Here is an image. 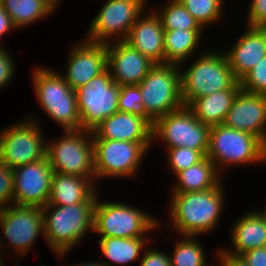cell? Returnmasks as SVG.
I'll return each instance as SVG.
<instances>
[{
  "mask_svg": "<svg viewBox=\"0 0 266 266\" xmlns=\"http://www.w3.org/2000/svg\"><path fill=\"white\" fill-rule=\"evenodd\" d=\"M240 257L248 266H266V246L248 250Z\"/></svg>",
  "mask_w": 266,
  "mask_h": 266,
  "instance_id": "f35d334b",
  "label": "cell"
},
{
  "mask_svg": "<svg viewBox=\"0 0 266 266\" xmlns=\"http://www.w3.org/2000/svg\"><path fill=\"white\" fill-rule=\"evenodd\" d=\"M183 237L174 244L173 253L170 255L171 266H208L204 247L197 237Z\"/></svg>",
  "mask_w": 266,
  "mask_h": 266,
  "instance_id": "f546056e",
  "label": "cell"
},
{
  "mask_svg": "<svg viewBox=\"0 0 266 266\" xmlns=\"http://www.w3.org/2000/svg\"><path fill=\"white\" fill-rule=\"evenodd\" d=\"M175 176L177 179L171 193L205 191L221 181L220 173L207 156L198 164L178 172Z\"/></svg>",
  "mask_w": 266,
  "mask_h": 266,
  "instance_id": "d4e9b609",
  "label": "cell"
},
{
  "mask_svg": "<svg viewBox=\"0 0 266 266\" xmlns=\"http://www.w3.org/2000/svg\"><path fill=\"white\" fill-rule=\"evenodd\" d=\"M47 142V158L55 173L95 178L92 131L65 130L62 137Z\"/></svg>",
  "mask_w": 266,
  "mask_h": 266,
  "instance_id": "52a82bcc",
  "label": "cell"
},
{
  "mask_svg": "<svg viewBox=\"0 0 266 266\" xmlns=\"http://www.w3.org/2000/svg\"><path fill=\"white\" fill-rule=\"evenodd\" d=\"M234 77L240 81L266 56V27H248L224 52Z\"/></svg>",
  "mask_w": 266,
  "mask_h": 266,
  "instance_id": "d6986e66",
  "label": "cell"
},
{
  "mask_svg": "<svg viewBox=\"0 0 266 266\" xmlns=\"http://www.w3.org/2000/svg\"><path fill=\"white\" fill-rule=\"evenodd\" d=\"M223 124L256 136L266 146V95L241 89Z\"/></svg>",
  "mask_w": 266,
  "mask_h": 266,
  "instance_id": "e0dca14e",
  "label": "cell"
},
{
  "mask_svg": "<svg viewBox=\"0 0 266 266\" xmlns=\"http://www.w3.org/2000/svg\"><path fill=\"white\" fill-rule=\"evenodd\" d=\"M194 63L185 70L180 67L181 97L184 106L193 100L217 91L230 89L238 80L224 53L201 52Z\"/></svg>",
  "mask_w": 266,
  "mask_h": 266,
  "instance_id": "277c9868",
  "label": "cell"
},
{
  "mask_svg": "<svg viewBox=\"0 0 266 266\" xmlns=\"http://www.w3.org/2000/svg\"><path fill=\"white\" fill-rule=\"evenodd\" d=\"M146 2V0L106 1L89 25L85 40L103 44L124 41L135 21L145 11L144 8H147Z\"/></svg>",
  "mask_w": 266,
  "mask_h": 266,
  "instance_id": "4fadbf2b",
  "label": "cell"
},
{
  "mask_svg": "<svg viewBox=\"0 0 266 266\" xmlns=\"http://www.w3.org/2000/svg\"><path fill=\"white\" fill-rule=\"evenodd\" d=\"M95 178L134 177L153 142L92 139ZM142 161V162H141ZM133 175V176H132Z\"/></svg>",
  "mask_w": 266,
  "mask_h": 266,
  "instance_id": "8fae6325",
  "label": "cell"
},
{
  "mask_svg": "<svg viewBox=\"0 0 266 266\" xmlns=\"http://www.w3.org/2000/svg\"><path fill=\"white\" fill-rule=\"evenodd\" d=\"M46 4H48L54 11L56 10L59 2L61 0H43Z\"/></svg>",
  "mask_w": 266,
  "mask_h": 266,
  "instance_id": "7bdbcfd3",
  "label": "cell"
},
{
  "mask_svg": "<svg viewBox=\"0 0 266 266\" xmlns=\"http://www.w3.org/2000/svg\"><path fill=\"white\" fill-rule=\"evenodd\" d=\"M217 256L219 266H248L240 256L230 255L222 249H218Z\"/></svg>",
  "mask_w": 266,
  "mask_h": 266,
  "instance_id": "ab89813d",
  "label": "cell"
},
{
  "mask_svg": "<svg viewBox=\"0 0 266 266\" xmlns=\"http://www.w3.org/2000/svg\"><path fill=\"white\" fill-rule=\"evenodd\" d=\"M260 212V214L263 216V218L265 219V221H266V206L264 207V211H263V209H262V211H259Z\"/></svg>",
  "mask_w": 266,
  "mask_h": 266,
  "instance_id": "ee69618b",
  "label": "cell"
},
{
  "mask_svg": "<svg viewBox=\"0 0 266 266\" xmlns=\"http://www.w3.org/2000/svg\"><path fill=\"white\" fill-rule=\"evenodd\" d=\"M17 29L12 20L11 17L9 16V14L5 11V9L0 5V39H2L1 37L6 34V32L12 31V30ZM2 41V40H0ZM0 47H2V45L0 44Z\"/></svg>",
  "mask_w": 266,
  "mask_h": 266,
  "instance_id": "60d3db41",
  "label": "cell"
},
{
  "mask_svg": "<svg viewBox=\"0 0 266 266\" xmlns=\"http://www.w3.org/2000/svg\"><path fill=\"white\" fill-rule=\"evenodd\" d=\"M240 85L244 91L266 95V56L240 80Z\"/></svg>",
  "mask_w": 266,
  "mask_h": 266,
  "instance_id": "836d02e7",
  "label": "cell"
},
{
  "mask_svg": "<svg viewBox=\"0 0 266 266\" xmlns=\"http://www.w3.org/2000/svg\"><path fill=\"white\" fill-rule=\"evenodd\" d=\"M210 128L187 107L157 118L152 125V141L162 140L166 148L186 147L207 154Z\"/></svg>",
  "mask_w": 266,
  "mask_h": 266,
  "instance_id": "30bf717a",
  "label": "cell"
},
{
  "mask_svg": "<svg viewBox=\"0 0 266 266\" xmlns=\"http://www.w3.org/2000/svg\"><path fill=\"white\" fill-rule=\"evenodd\" d=\"M249 4L247 26L266 27V0H251Z\"/></svg>",
  "mask_w": 266,
  "mask_h": 266,
  "instance_id": "d590c367",
  "label": "cell"
},
{
  "mask_svg": "<svg viewBox=\"0 0 266 266\" xmlns=\"http://www.w3.org/2000/svg\"><path fill=\"white\" fill-rule=\"evenodd\" d=\"M36 119L35 114L30 115L0 131V161L10 168L47 157V142Z\"/></svg>",
  "mask_w": 266,
  "mask_h": 266,
  "instance_id": "9c48e42d",
  "label": "cell"
},
{
  "mask_svg": "<svg viewBox=\"0 0 266 266\" xmlns=\"http://www.w3.org/2000/svg\"><path fill=\"white\" fill-rule=\"evenodd\" d=\"M53 174L47 157L13 168V204L43 208L50 196Z\"/></svg>",
  "mask_w": 266,
  "mask_h": 266,
  "instance_id": "9a60e30c",
  "label": "cell"
},
{
  "mask_svg": "<svg viewBox=\"0 0 266 266\" xmlns=\"http://www.w3.org/2000/svg\"><path fill=\"white\" fill-rule=\"evenodd\" d=\"M206 156L223 173L231 165L266 164V146L250 133L221 124L210 128Z\"/></svg>",
  "mask_w": 266,
  "mask_h": 266,
  "instance_id": "5b68a950",
  "label": "cell"
},
{
  "mask_svg": "<svg viewBox=\"0 0 266 266\" xmlns=\"http://www.w3.org/2000/svg\"><path fill=\"white\" fill-rule=\"evenodd\" d=\"M1 236V235H0ZM4 240L2 239V237H0V250H2L3 251V249H2V244H4V242H3Z\"/></svg>",
  "mask_w": 266,
  "mask_h": 266,
  "instance_id": "f6af8a7d",
  "label": "cell"
},
{
  "mask_svg": "<svg viewBox=\"0 0 266 266\" xmlns=\"http://www.w3.org/2000/svg\"><path fill=\"white\" fill-rule=\"evenodd\" d=\"M240 90V81H237L230 89L199 97L187 107L204 125L209 127L221 125Z\"/></svg>",
  "mask_w": 266,
  "mask_h": 266,
  "instance_id": "cb8c5ba5",
  "label": "cell"
},
{
  "mask_svg": "<svg viewBox=\"0 0 266 266\" xmlns=\"http://www.w3.org/2000/svg\"><path fill=\"white\" fill-rule=\"evenodd\" d=\"M221 182L205 191L171 193L169 223L179 236H200L217 227L225 204Z\"/></svg>",
  "mask_w": 266,
  "mask_h": 266,
  "instance_id": "6da1fadb",
  "label": "cell"
},
{
  "mask_svg": "<svg viewBox=\"0 0 266 266\" xmlns=\"http://www.w3.org/2000/svg\"><path fill=\"white\" fill-rule=\"evenodd\" d=\"M204 29L223 16L224 0H178ZM205 26V27H204Z\"/></svg>",
  "mask_w": 266,
  "mask_h": 266,
  "instance_id": "4dcf8cb0",
  "label": "cell"
},
{
  "mask_svg": "<svg viewBox=\"0 0 266 266\" xmlns=\"http://www.w3.org/2000/svg\"><path fill=\"white\" fill-rule=\"evenodd\" d=\"M179 69L175 63H155L138 85L145 113L153 121L184 106Z\"/></svg>",
  "mask_w": 266,
  "mask_h": 266,
  "instance_id": "ba28073f",
  "label": "cell"
},
{
  "mask_svg": "<svg viewBox=\"0 0 266 266\" xmlns=\"http://www.w3.org/2000/svg\"><path fill=\"white\" fill-rule=\"evenodd\" d=\"M119 93L120 86L108 69L89 80L86 85L75 89L82 128L92 131L102 121L118 112Z\"/></svg>",
  "mask_w": 266,
  "mask_h": 266,
  "instance_id": "7c38bea8",
  "label": "cell"
},
{
  "mask_svg": "<svg viewBox=\"0 0 266 266\" xmlns=\"http://www.w3.org/2000/svg\"><path fill=\"white\" fill-rule=\"evenodd\" d=\"M203 30H165L164 31V63H175L182 67L199 47Z\"/></svg>",
  "mask_w": 266,
  "mask_h": 266,
  "instance_id": "484cf974",
  "label": "cell"
},
{
  "mask_svg": "<svg viewBox=\"0 0 266 266\" xmlns=\"http://www.w3.org/2000/svg\"><path fill=\"white\" fill-rule=\"evenodd\" d=\"M13 168L0 161V207L13 204Z\"/></svg>",
  "mask_w": 266,
  "mask_h": 266,
  "instance_id": "e575fe53",
  "label": "cell"
},
{
  "mask_svg": "<svg viewBox=\"0 0 266 266\" xmlns=\"http://www.w3.org/2000/svg\"><path fill=\"white\" fill-rule=\"evenodd\" d=\"M167 165L176 175L178 172L198 164L206 155L199 150H193L186 147L166 148Z\"/></svg>",
  "mask_w": 266,
  "mask_h": 266,
  "instance_id": "d6a6232c",
  "label": "cell"
},
{
  "mask_svg": "<svg viewBox=\"0 0 266 266\" xmlns=\"http://www.w3.org/2000/svg\"><path fill=\"white\" fill-rule=\"evenodd\" d=\"M149 239V241H148ZM150 242V237L120 238L102 237L98 240L101 253L111 263L102 262L106 266L125 265L139 258L142 249Z\"/></svg>",
  "mask_w": 266,
  "mask_h": 266,
  "instance_id": "4316f807",
  "label": "cell"
},
{
  "mask_svg": "<svg viewBox=\"0 0 266 266\" xmlns=\"http://www.w3.org/2000/svg\"><path fill=\"white\" fill-rule=\"evenodd\" d=\"M92 139L153 142L152 125L142 116L118 111L92 130Z\"/></svg>",
  "mask_w": 266,
  "mask_h": 266,
  "instance_id": "ffe728a7",
  "label": "cell"
},
{
  "mask_svg": "<svg viewBox=\"0 0 266 266\" xmlns=\"http://www.w3.org/2000/svg\"><path fill=\"white\" fill-rule=\"evenodd\" d=\"M143 99L138 85H122L118 97L120 112H127L144 117L151 125L154 121L145 113Z\"/></svg>",
  "mask_w": 266,
  "mask_h": 266,
  "instance_id": "1f68e13d",
  "label": "cell"
},
{
  "mask_svg": "<svg viewBox=\"0 0 266 266\" xmlns=\"http://www.w3.org/2000/svg\"><path fill=\"white\" fill-rule=\"evenodd\" d=\"M167 1L160 10L154 11L161 19L164 30H204L178 0Z\"/></svg>",
  "mask_w": 266,
  "mask_h": 266,
  "instance_id": "f1b7e54d",
  "label": "cell"
},
{
  "mask_svg": "<svg viewBox=\"0 0 266 266\" xmlns=\"http://www.w3.org/2000/svg\"><path fill=\"white\" fill-rule=\"evenodd\" d=\"M99 260H97V261H92V262H85V263H80V264H70L71 266L73 265V266H106V265H104L103 263H102V261H99ZM69 265V266H70ZM68 266V265H67Z\"/></svg>",
  "mask_w": 266,
  "mask_h": 266,
  "instance_id": "b9f144b4",
  "label": "cell"
},
{
  "mask_svg": "<svg viewBox=\"0 0 266 266\" xmlns=\"http://www.w3.org/2000/svg\"><path fill=\"white\" fill-rule=\"evenodd\" d=\"M34 94L39 105L50 119L65 130H81L80 114L75 90L59 72L37 66L33 70Z\"/></svg>",
  "mask_w": 266,
  "mask_h": 266,
  "instance_id": "3957f363",
  "label": "cell"
},
{
  "mask_svg": "<svg viewBox=\"0 0 266 266\" xmlns=\"http://www.w3.org/2000/svg\"><path fill=\"white\" fill-rule=\"evenodd\" d=\"M0 5L9 14L17 29L42 21L41 19L54 12L43 0H0Z\"/></svg>",
  "mask_w": 266,
  "mask_h": 266,
  "instance_id": "83f0119b",
  "label": "cell"
},
{
  "mask_svg": "<svg viewBox=\"0 0 266 266\" xmlns=\"http://www.w3.org/2000/svg\"><path fill=\"white\" fill-rule=\"evenodd\" d=\"M154 64L125 41L107 44V69L119 86L139 85Z\"/></svg>",
  "mask_w": 266,
  "mask_h": 266,
  "instance_id": "ac0fdd59",
  "label": "cell"
},
{
  "mask_svg": "<svg viewBox=\"0 0 266 266\" xmlns=\"http://www.w3.org/2000/svg\"><path fill=\"white\" fill-rule=\"evenodd\" d=\"M140 266H171V259L166 251L149 248L143 250Z\"/></svg>",
  "mask_w": 266,
  "mask_h": 266,
  "instance_id": "74e56055",
  "label": "cell"
},
{
  "mask_svg": "<svg viewBox=\"0 0 266 266\" xmlns=\"http://www.w3.org/2000/svg\"><path fill=\"white\" fill-rule=\"evenodd\" d=\"M96 182L92 178L55 173L46 205L67 206L79 203H96ZM96 189V190H95Z\"/></svg>",
  "mask_w": 266,
  "mask_h": 266,
  "instance_id": "7402d4cb",
  "label": "cell"
},
{
  "mask_svg": "<svg viewBox=\"0 0 266 266\" xmlns=\"http://www.w3.org/2000/svg\"><path fill=\"white\" fill-rule=\"evenodd\" d=\"M1 258H2V255H0V266H4V264H5V263H3L4 260H3V258L2 259Z\"/></svg>",
  "mask_w": 266,
  "mask_h": 266,
  "instance_id": "bcb514c9",
  "label": "cell"
},
{
  "mask_svg": "<svg viewBox=\"0 0 266 266\" xmlns=\"http://www.w3.org/2000/svg\"><path fill=\"white\" fill-rule=\"evenodd\" d=\"M97 196L94 208L93 232L102 237H149L159 227V220L141 208L121 202L101 201ZM99 198V199H98ZM146 234L148 236H146Z\"/></svg>",
  "mask_w": 266,
  "mask_h": 266,
  "instance_id": "8992f818",
  "label": "cell"
},
{
  "mask_svg": "<svg viewBox=\"0 0 266 266\" xmlns=\"http://www.w3.org/2000/svg\"><path fill=\"white\" fill-rule=\"evenodd\" d=\"M0 228L9 241L8 244L17 253V258L18 255L23 257L31 251L41 233H44L42 209L17 204L3 207L0 209Z\"/></svg>",
  "mask_w": 266,
  "mask_h": 266,
  "instance_id": "5bb4252c",
  "label": "cell"
},
{
  "mask_svg": "<svg viewBox=\"0 0 266 266\" xmlns=\"http://www.w3.org/2000/svg\"><path fill=\"white\" fill-rule=\"evenodd\" d=\"M96 203H79L67 206L45 205L43 212V237L57 254L65 257L90 230L93 232Z\"/></svg>",
  "mask_w": 266,
  "mask_h": 266,
  "instance_id": "7a4b0ae2",
  "label": "cell"
},
{
  "mask_svg": "<svg viewBox=\"0 0 266 266\" xmlns=\"http://www.w3.org/2000/svg\"><path fill=\"white\" fill-rule=\"evenodd\" d=\"M230 231L231 249L221 248L230 255L240 256L248 250L266 246V221L259 210L245 213L234 221Z\"/></svg>",
  "mask_w": 266,
  "mask_h": 266,
  "instance_id": "603a6c76",
  "label": "cell"
},
{
  "mask_svg": "<svg viewBox=\"0 0 266 266\" xmlns=\"http://www.w3.org/2000/svg\"><path fill=\"white\" fill-rule=\"evenodd\" d=\"M144 15V16H143ZM164 28L155 12L144 11L124 40L154 63H164Z\"/></svg>",
  "mask_w": 266,
  "mask_h": 266,
  "instance_id": "44dd1931",
  "label": "cell"
},
{
  "mask_svg": "<svg viewBox=\"0 0 266 266\" xmlns=\"http://www.w3.org/2000/svg\"><path fill=\"white\" fill-rule=\"evenodd\" d=\"M69 51L65 74H60L73 90L107 69V44L84 39Z\"/></svg>",
  "mask_w": 266,
  "mask_h": 266,
  "instance_id": "2e32d148",
  "label": "cell"
},
{
  "mask_svg": "<svg viewBox=\"0 0 266 266\" xmlns=\"http://www.w3.org/2000/svg\"><path fill=\"white\" fill-rule=\"evenodd\" d=\"M9 53L4 47H0V90L8 86L7 84L11 82L16 69L15 59Z\"/></svg>",
  "mask_w": 266,
  "mask_h": 266,
  "instance_id": "8d00e7d4",
  "label": "cell"
}]
</instances>
